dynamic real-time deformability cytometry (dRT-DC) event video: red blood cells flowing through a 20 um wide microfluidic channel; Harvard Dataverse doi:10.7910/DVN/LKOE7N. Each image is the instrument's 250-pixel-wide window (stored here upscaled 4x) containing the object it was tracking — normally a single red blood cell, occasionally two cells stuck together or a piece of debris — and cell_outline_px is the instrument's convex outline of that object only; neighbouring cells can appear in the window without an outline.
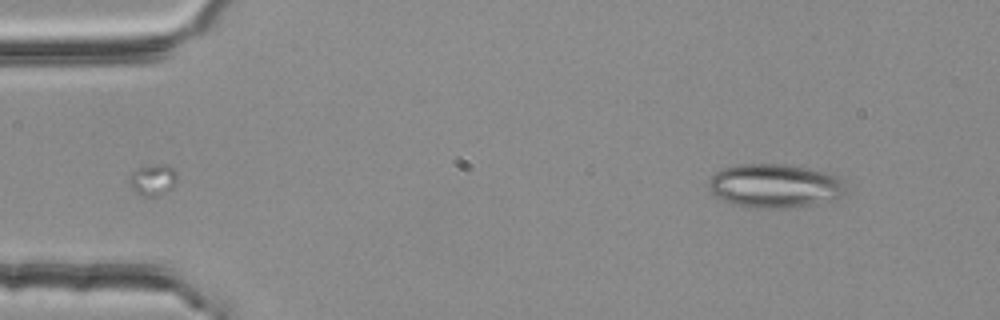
{"species": "common noctule bat (a hibernating species)", "species_latin": "Nyctalus noctula", "temperature_condition": "room temperature", "stored_images_in_passage": 5, "camera_frame_rate_fps": 3000, "um_per_image_px": 0.085, "animal": {"sex": "female", "body_mass_g": 25.1}, "frame": {"image": 1, "passage_image": 5, "time_ms": 1.333, "image_size_px": [1000, 320], "cell_outline_px": [[848, 192], [844, 196], [812, 204], [788, 208], [756, 208], [732, 204], [716, 196], [708, 188], [708, 184], [712, 176], [716, 172], [724, 168], [740, 164], [784, 164], [828, 172], [836, 176], [840, 180]], "centroid_in_image_um": [65.86, 15.8], "position_along_channel_um": 19.1, "area_um2": 34.85}}